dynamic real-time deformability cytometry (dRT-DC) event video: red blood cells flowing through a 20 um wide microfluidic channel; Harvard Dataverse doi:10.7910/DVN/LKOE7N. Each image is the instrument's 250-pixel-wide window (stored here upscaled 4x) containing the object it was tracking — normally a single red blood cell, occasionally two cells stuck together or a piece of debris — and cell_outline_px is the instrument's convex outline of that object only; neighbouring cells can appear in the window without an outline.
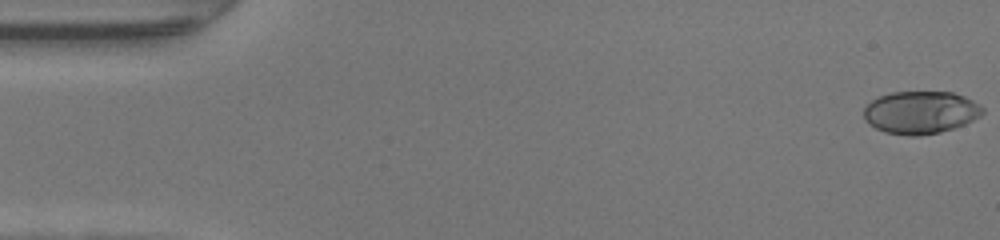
{"species": "human", "species_latin": "Homo sapiens", "temperature_condition": "warm", "stored_images_in_passage": 48, "camera_frame_rate_fps": 3000, "um_per_image_px": 0.085, "donor": {"sex": "female"}, "frame": {"image": 1, "passage_image": 1, "time_ms": 0.0, "image_size_px": [1000, 240], "cell_outline_px": [[984, 112], [980, 116], [964, 124], [940, 132], [920, 136], [908, 136], [884, 132], [868, 124], [864, 120], [864, 108], [872, 100], [880, 96], [892, 92], [952, 92], [964, 96], [980, 104], [984, 108]], "centroid_in_image_um": [78.24, 9.56], "position_along_channel_um": 6.8, "area_um2": 29.59}}
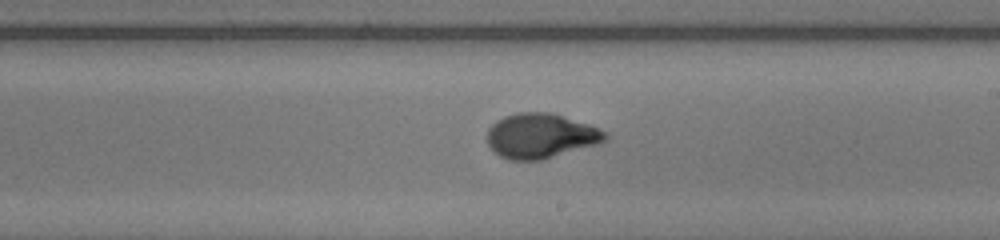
{"frame": {"image": 2, "passage_image": 28, "time_ms": 9.0, "image_size_px": [1000, 240], "cell_outline_px": [[608, 140], [600, 144], [540, 160], [508, 160], [500, 156], [488, 144], [488, 128], [496, 120], [504, 116], [516, 112], [552, 112], [592, 124], [608, 132]], "centroid_in_image_um": [46.03, 11.53], "position_along_channel_um": 243.0, "area_um2": 31.33}}
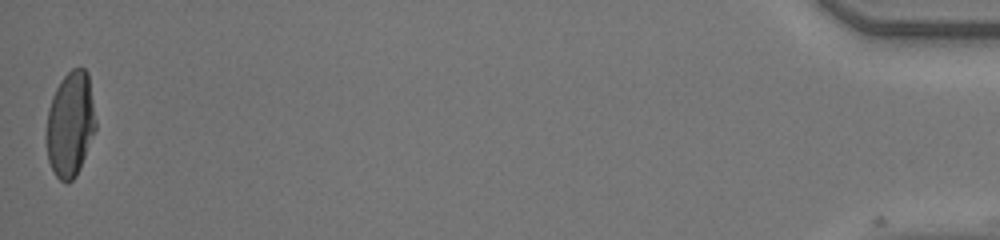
{"frame": {"image": 3, "passage_image": 48, "time_ms": 15.667, "image_size_px": [1000, 240], "cell_outline_px": [[96, 128], [80, 168], [76, 176], [68, 184], [60, 180], [56, 176], [48, 160], [44, 136], [48, 108], [52, 96], [60, 80], [72, 68], [84, 68], [88, 72], [96, 120]], "centroid_in_image_um": [5.95, 10.56], "position_along_channel_um": 429.3, "area_um2": 30.69}, "authors_computed_cell_mechanics": {"area_um2": 30.1427, "velocity_mm_per_s": 4.3387, "shape_relaxation_time_tau1_ms": 6.2327, "shape_relaxation_time_tau2_ms": null, "deformation_change_tau1": 0.2782, "deformation_change_tau2": null}}